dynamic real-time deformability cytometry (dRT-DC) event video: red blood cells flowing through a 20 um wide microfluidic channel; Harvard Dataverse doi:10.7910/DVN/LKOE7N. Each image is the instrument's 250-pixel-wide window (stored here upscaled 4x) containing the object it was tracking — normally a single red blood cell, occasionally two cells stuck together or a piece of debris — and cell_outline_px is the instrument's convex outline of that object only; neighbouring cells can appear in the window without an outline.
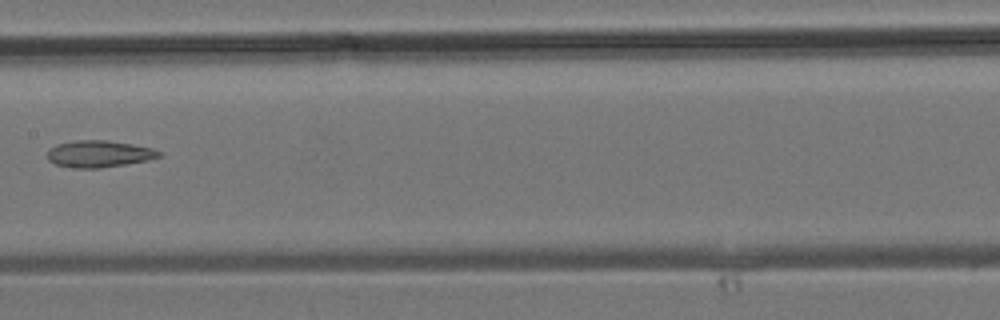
{"species": "common noctule bat (a hibernating species)", "species_latin": "Nyctalus noctula", "temperature_condition": "room temperature", "stored_images_in_passage": 19, "camera_frame_rate_fps": 3000, "um_per_image_px": 0.085, "animal": {"sex": "male", "body_mass_g": 19.2, "forearm_length_mm": 51.8}, "frame": {"image": 1, "passage_image": 8, "time_ms": 2.333, "image_size_px": [1000, 320], "cell_outline_px": [[164, 152], [160, 156], [148, 160], [100, 168], [76, 168], [56, 164], [48, 160], [48, 148], [56, 144], [76, 140], [108, 140], [132, 144], [152, 148]], "centroid_in_image_um": [8.42, 13.07], "position_along_channel_um": 199.0, "area_um2": 17.46}}